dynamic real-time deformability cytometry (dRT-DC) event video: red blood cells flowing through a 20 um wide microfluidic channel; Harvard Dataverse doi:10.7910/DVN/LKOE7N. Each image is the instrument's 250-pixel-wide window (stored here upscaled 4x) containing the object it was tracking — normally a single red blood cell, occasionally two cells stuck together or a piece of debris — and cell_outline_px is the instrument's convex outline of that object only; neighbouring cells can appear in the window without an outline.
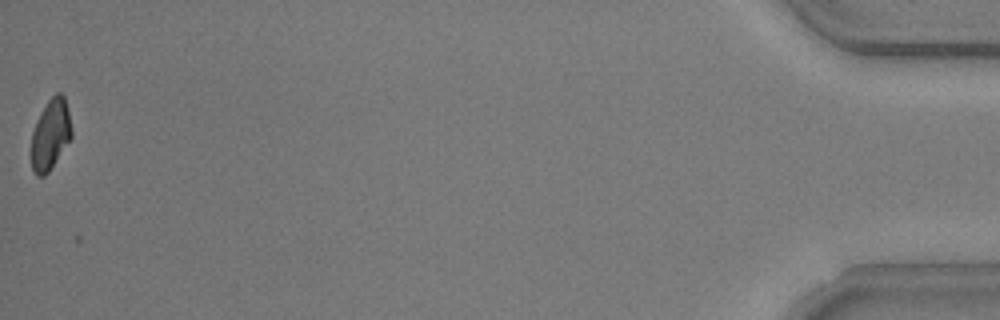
{"species": "common noctule bat (a hibernating species)", "species_latin": "Nyctalus noctula", "temperature_condition": "warm", "stored_images_in_passage": 38, "camera_frame_rate_fps": 3000, "um_per_image_px": 0.085, "animal": {"sex": "male", "body_mass_g": 20.5, "forearm_length_mm": 52.5}, "frame": {"image": 1, "passage_image": 38, "time_ms": 12.333, "image_size_px": [1000, 320], "cell_outline_px": [[72, 136], [48, 172], [44, 176], [36, 176], [32, 168], [32, 132], [40, 112], [48, 100], [56, 92], [60, 92], [64, 96], [72, 128]], "centroid_in_image_um": [4.29, 11.41], "position_along_channel_um": 430.9, "area_um2": 16.3}}